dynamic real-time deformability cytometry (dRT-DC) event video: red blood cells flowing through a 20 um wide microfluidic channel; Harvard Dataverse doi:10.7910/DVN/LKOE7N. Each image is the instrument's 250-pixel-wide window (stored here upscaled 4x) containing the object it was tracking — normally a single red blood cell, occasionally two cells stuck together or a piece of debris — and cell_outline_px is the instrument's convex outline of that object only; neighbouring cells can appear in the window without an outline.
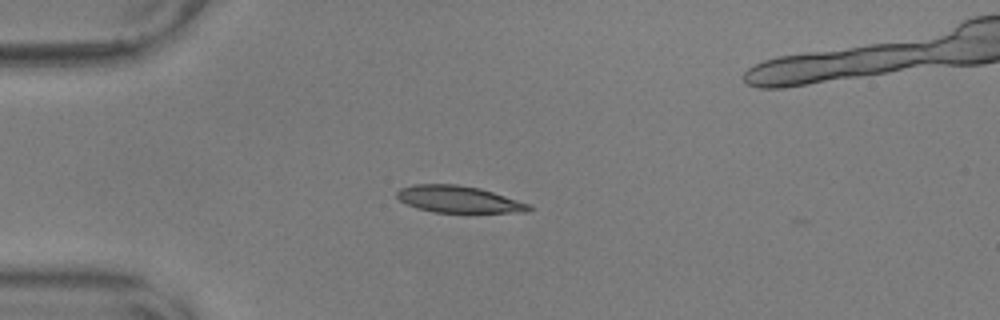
{"species": "common noctule bat (a hibernating species)", "species_latin": "Nyctalus noctula", "temperature_condition": "warm", "stored_images_in_passage": 44, "camera_frame_rate_fps": 3000, "um_per_image_px": 0.085, "animal": {"sex": "male", "body_mass_g": 17.9, "forearm_length_mm": 54.2}, "frame": {"image": 1, "passage_image": 2, "time_ms": 0.333, "image_size_px": [1000, 320], "cell_outline_px": [[536, 208], [528, 212], [432, 212], [408, 204], [400, 200], [396, 196], [396, 192], [400, 188], [412, 184], [456, 184], [480, 188], [532, 204]], "centroid_in_image_um": [39.04, 16.93], "position_along_channel_um": 46.0, "area_um2": 20.69}}
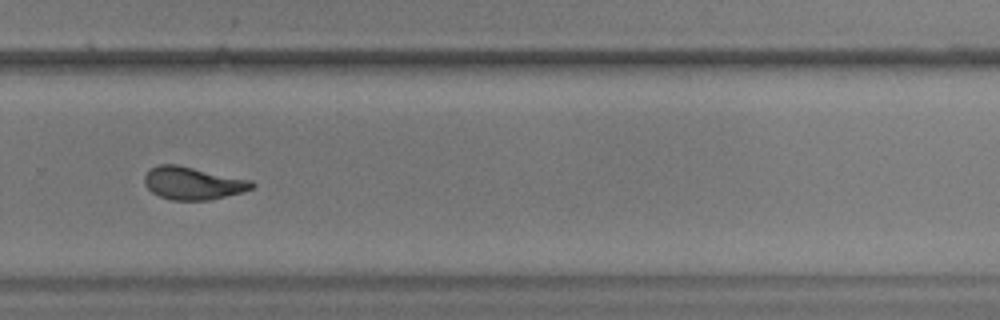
{"frame": {"image": 2, "passage_image": 26, "time_ms": 8.333, "image_size_px": [1000, 320], "cell_outline_px": [[256, 184], [252, 188], [244, 192], [208, 200], [172, 200], [160, 196], [152, 192], [144, 184], [144, 176], [152, 168], [160, 164], [176, 164], [252, 180]], "centroid_in_image_um": [16.41, 15.57], "position_along_channel_um": 313.4, "area_um2": 20.4}}
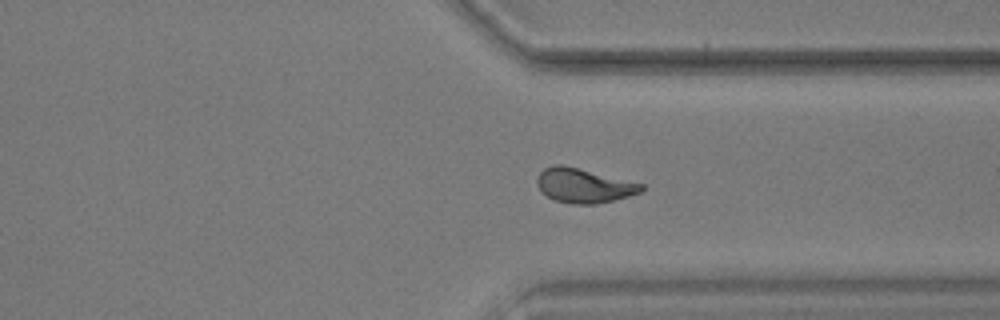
{"frame": {"image": 3, "passage_image": 30, "time_ms": 9.667, "image_size_px": [1000, 320], "cell_outline_px": [[644, 188], [640, 192], [628, 196], [596, 204], [572, 204], [552, 200], [540, 192], [536, 184], [536, 180], [540, 172], [544, 168], [556, 164], [564, 164], [644, 184]], "centroid_in_image_um": [49.57, 15.77], "position_along_channel_um": 361.8, "area_um2": 21.1}, "authors_computed_cell_mechanics": {"area_um2": 20.9236, "velocity_mm_per_s": 3.5971, "shape_relaxation_time_tau1_ms": 9.075, "shape_relaxation_time_tau2_ms": 1.5787, "deformation_change_tau1": 0.2234, "deformation_change_tau2": 0.0787}}